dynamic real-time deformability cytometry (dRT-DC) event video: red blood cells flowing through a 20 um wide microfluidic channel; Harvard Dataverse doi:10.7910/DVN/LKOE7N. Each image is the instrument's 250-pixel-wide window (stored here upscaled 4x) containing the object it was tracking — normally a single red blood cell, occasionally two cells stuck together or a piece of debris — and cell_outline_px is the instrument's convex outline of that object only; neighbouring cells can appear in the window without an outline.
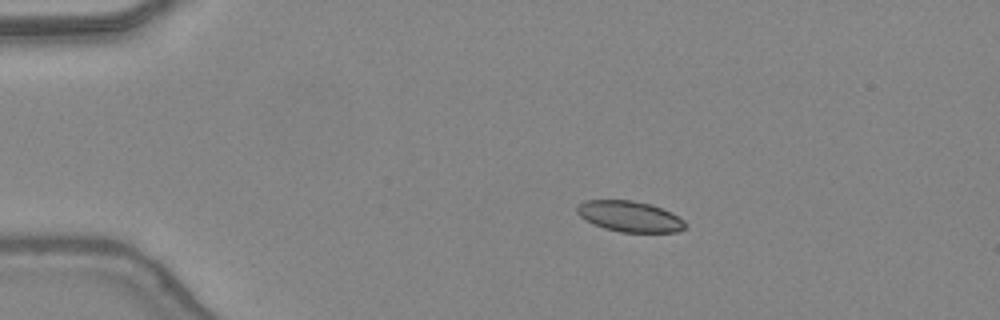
{"species": "common noctule bat (a hibernating species)", "species_latin": "Nyctalus noctula", "temperature_condition": "warm", "stored_images_in_passage": 39, "camera_frame_rate_fps": 3000, "um_per_image_px": 0.085, "animal": {"sex": "female", "body_mass_g": 24.6, "forearm_length_mm": 56.2}, "frame": {"image": 1, "passage_image": 1, "time_ms": 0.0, "image_size_px": [1000, 320], "cell_outline_px": [[688, 224], [684, 228], [676, 232], [620, 232], [604, 228], [592, 224], [580, 216], [576, 212], [576, 208], [584, 200], [632, 200], [652, 204], [672, 212], [684, 220]], "centroid_in_image_um": [53.54, 18.39], "position_along_channel_um": 31.5, "area_um2": 19.59}}
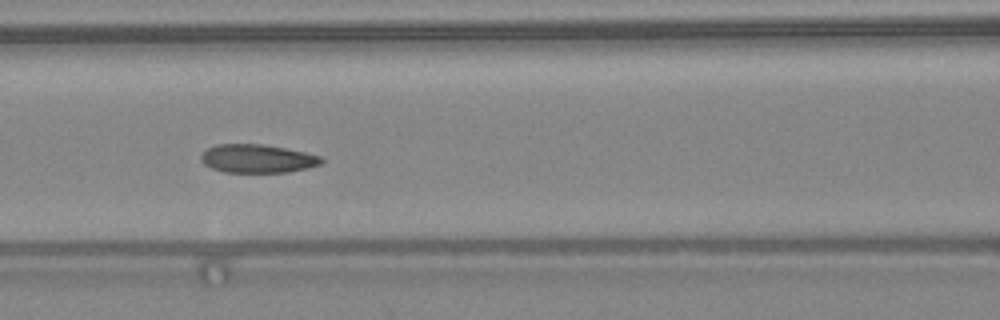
{"frame": {"image": 2, "passage_image": 13, "time_ms": 4.0, "image_size_px": [1000, 320], "cell_outline_px": [[324, 160], [320, 164], [308, 168], [288, 172], [224, 172], [212, 168], [204, 164], [200, 160], [200, 156], [208, 148], [216, 144], [264, 144], [304, 152], [320, 156]], "centroid_in_image_um": [21.87, 13.48], "position_along_channel_um": 144.7, "area_um2": 19.88}}
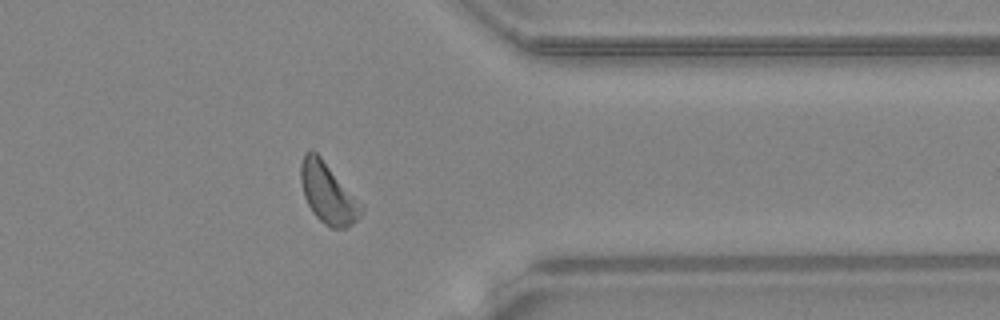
{"frame": {"image": 3, "passage_image": 30, "time_ms": 9.667, "image_size_px": [1000, 320], "cell_outline_px": [[364, 208], [360, 216], [352, 224], [344, 228], [332, 228], [324, 224], [312, 212], [304, 196], [300, 180], [300, 164], [304, 152], [316, 152], [320, 156], [364, 204]], "centroid_in_image_um": [27.89, 16.42], "position_along_channel_um": 383.5, "area_um2": 21.44}, "authors_computed_cell_mechanics": {"area_um2": 20.7502, "velocity_mm_per_s": 4.3894, "shape_relaxation_time_tau1_ms": 3.8131, "shape_relaxation_time_tau2_ms": 2.4204, "deformation_change_tau1": 0.1002, "deformation_change_tau2": 0.0956}}